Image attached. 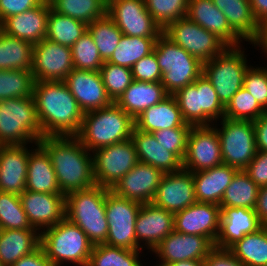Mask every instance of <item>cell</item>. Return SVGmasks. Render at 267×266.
Returning <instances> with one entry per match:
<instances>
[{
  "instance_id": "obj_1",
  "label": "cell",
  "mask_w": 267,
  "mask_h": 266,
  "mask_svg": "<svg viewBox=\"0 0 267 266\" xmlns=\"http://www.w3.org/2000/svg\"><path fill=\"white\" fill-rule=\"evenodd\" d=\"M33 98L44 136H76L84 112L64 81L35 82Z\"/></svg>"
},
{
  "instance_id": "obj_2",
  "label": "cell",
  "mask_w": 267,
  "mask_h": 266,
  "mask_svg": "<svg viewBox=\"0 0 267 266\" xmlns=\"http://www.w3.org/2000/svg\"><path fill=\"white\" fill-rule=\"evenodd\" d=\"M39 144L49 154L59 188L65 196L94 186L93 155L77 136H44Z\"/></svg>"
},
{
  "instance_id": "obj_3",
  "label": "cell",
  "mask_w": 267,
  "mask_h": 266,
  "mask_svg": "<svg viewBox=\"0 0 267 266\" xmlns=\"http://www.w3.org/2000/svg\"><path fill=\"white\" fill-rule=\"evenodd\" d=\"M134 119L115 102L107 107L84 113L76 135L91 153L97 149L131 139Z\"/></svg>"
},
{
  "instance_id": "obj_4",
  "label": "cell",
  "mask_w": 267,
  "mask_h": 266,
  "mask_svg": "<svg viewBox=\"0 0 267 266\" xmlns=\"http://www.w3.org/2000/svg\"><path fill=\"white\" fill-rule=\"evenodd\" d=\"M109 190L95 184L65 196V218L79 226L93 245L104 244L107 239L105 200Z\"/></svg>"
},
{
  "instance_id": "obj_5",
  "label": "cell",
  "mask_w": 267,
  "mask_h": 266,
  "mask_svg": "<svg viewBox=\"0 0 267 266\" xmlns=\"http://www.w3.org/2000/svg\"><path fill=\"white\" fill-rule=\"evenodd\" d=\"M40 247L54 266H87L93 244L79 226L64 218L40 233Z\"/></svg>"
},
{
  "instance_id": "obj_6",
  "label": "cell",
  "mask_w": 267,
  "mask_h": 266,
  "mask_svg": "<svg viewBox=\"0 0 267 266\" xmlns=\"http://www.w3.org/2000/svg\"><path fill=\"white\" fill-rule=\"evenodd\" d=\"M41 138L33 96L0 100V145H36Z\"/></svg>"
},
{
  "instance_id": "obj_7",
  "label": "cell",
  "mask_w": 267,
  "mask_h": 266,
  "mask_svg": "<svg viewBox=\"0 0 267 266\" xmlns=\"http://www.w3.org/2000/svg\"><path fill=\"white\" fill-rule=\"evenodd\" d=\"M162 71L161 83L169 95L192 84L203 73V63L164 33L156 40L153 50Z\"/></svg>"
},
{
  "instance_id": "obj_8",
  "label": "cell",
  "mask_w": 267,
  "mask_h": 266,
  "mask_svg": "<svg viewBox=\"0 0 267 266\" xmlns=\"http://www.w3.org/2000/svg\"><path fill=\"white\" fill-rule=\"evenodd\" d=\"M242 46H228L222 53L203 63V74L211 82L221 103L226 106L243 87L248 65Z\"/></svg>"
},
{
  "instance_id": "obj_9",
  "label": "cell",
  "mask_w": 267,
  "mask_h": 266,
  "mask_svg": "<svg viewBox=\"0 0 267 266\" xmlns=\"http://www.w3.org/2000/svg\"><path fill=\"white\" fill-rule=\"evenodd\" d=\"M220 120L222 126H216V130L220 139L223 164L244 170L257 152L254 123L225 117Z\"/></svg>"
},
{
  "instance_id": "obj_10",
  "label": "cell",
  "mask_w": 267,
  "mask_h": 266,
  "mask_svg": "<svg viewBox=\"0 0 267 266\" xmlns=\"http://www.w3.org/2000/svg\"><path fill=\"white\" fill-rule=\"evenodd\" d=\"M141 203L117 196L109 190L105 200L108 234L104 244L130 250H142L137 244L135 222Z\"/></svg>"
},
{
  "instance_id": "obj_11",
  "label": "cell",
  "mask_w": 267,
  "mask_h": 266,
  "mask_svg": "<svg viewBox=\"0 0 267 266\" xmlns=\"http://www.w3.org/2000/svg\"><path fill=\"white\" fill-rule=\"evenodd\" d=\"M163 33L201 63L210 61L228 47L216 34L207 31L187 16L170 23Z\"/></svg>"
},
{
  "instance_id": "obj_12",
  "label": "cell",
  "mask_w": 267,
  "mask_h": 266,
  "mask_svg": "<svg viewBox=\"0 0 267 266\" xmlns=\"http://www.w3.org/2000/svg\"><path fill=\"white\" fill-rule=\"evenodd\" d=\"M92 155L95 183L110 190L139 162L132 139L97 149Z\"/></svg>"
},
{
  "instance_id": "obj_13",
  "label": "cell",
  "mask_w": 267,
  "mask_h": 266,
  "mask_svg": "<svg viewBox=\"0 0 267 266\" xmlns=\"http://www.w3.org/2000/svg\"><path fill=\"white\" fill-rule=\"evenodd\" d=\"M107 15L126 36L159 38L163 33L146 9L145 0H108Z\"/></svg>"
},
{
  "instance_id": "obj_14",
  "label": "cell",
  "mask_w": 267,
  "mask_h": 266,
  "mask_svg": "<svg viewBox=\"0 0 267 266\" xmlns=\"http://www.w3.org/2000/svg\"><path fill=\"white\" fill-rule=\"evenodd\" d=\"M216 125L192 126L187 139L186 154L182 161L183 169L199 172L223 164Z\"/></svg>"
},
{
  "instance_id": "obj_15",
  "label": "cell",
  "mask_w": 267,
  "mask_h": 266,
  "mask_svg": "<svg viewBox=\"0 0 267 266\" xmlns=\"http://www.w3.org/2000/svg\"><path fill=\"white\" fill-rule=\"evenodd\" d=\"M74 69L72 50L46 38L33 46L32 73L36 82L64 81Z\"/></svg>"
},
{
  "instance_id": "obj_16",
  "label": "cell",
  "mask_w": 267,
  "mask_h": 266,
  "mask_svg": "<svg viewBox=\"0 0 267 266\" xmlns=\"http://www.w3.org/2000/svg\"><path fill=\"white\" fill-rule=\"evenodd\" d=\"M215 248L214 243L204 236L178 233L175 230L165 237L152 251L160 261L172 264L186 260H205Z\"/></svg>"
},
{
  "instance_id": "obj_17",
  "label": "cell",
  "mask_w": 267,
  "mask_h": 266,
  "mask_svg": "<svg viewBox=\"0 0 267 266\" xmlns=\"http://www.w3.org/2000/svg\"><path fill=\"white\" fill-rule=\"evenodd\" d=\"M196 202L193 173L185 169L165 173L151 201L173 214Z\"/></svg>"
},
{
  "instance_id": "obj_18",
  "label": "cell",
  "mask_w": 267,
  "mask_h": 266,
  "mask_svg": "<svg viewBox=\"0 0 267 266\" xmlns=\"http://www.w3.org/2000/svg\"><path fill=\"white\" fill-rule=\"evenodd\" d=\"M19 196L28 221L40 233L65 218L64 194L38 193L25 190Z\"/></svg>"
},
{
  "instance_id": "obj_19",
  "label": "cell",
  "mask_w": 267,
  "mask_h": 266,
  "mask_svg": "<svg viewBox=\"0 0 267 266\" xmlns=\"http://www.w3.org/2000/svg\"><path fill=\"white\" fill-rule=\"evenodd\" d=\"M221 207L213 203L195 202L174 214L175 231L209 238L214 244L219 234Z\"/></svg>"
},
{
  "instance_id": "obj_20",
  "label": "cell",
  "mask_w": 267,
  "mask_h": 266,
  "mask_svg": "<svg viewBox=\"0 0 267 266\" xmlns=\"http://www.w3.org/2000/svg\"><path fill=\"white\" fill-rule=\"evenodd\" d=\"M64 82L84 113L113 103L107 94L100 71L73 69Z\"/></svg>"
},
{
  "instance_id": "obj_21",
  "label": "cell",
  "mask_w": 267,
  "mask_h": 266,
  "mask_svg": "<svg viewBox=\"0 0 267 266\" xmlns=\"http://www.w3.org/2000/svg\"><path fill=\"white\" fill-rule=\"evenodd\" d=\"M164 174L162 170L139 161L111 191L141 204L151 203Z\"/></svg>"
},
{
  "instance_id": "obj_22",
  "label": "cell",
  "mask_w": 267,
  "mask_h": 266,
  "mask_svg": "<svg viewBox=\"0 0 267 266\" xmlns=\"http://www.w3.org/2000/svg\"><path fill=\"white\" fill-rule=\"evenodd\" d=\"M174 222L173 213L152 203L142 204L135 222L137 244L141 249L147 248L153 251L175 230Z\"/></svg>"
},
{
  "instance_id": "obj_23",
  "label": "cell",
  "mask_w": 267,
  "mask_h": 266,
  "mask_svg": "<svg viewBox=\"0 0 267 266\" xmlns=\"http://www.w3.org/2000/svg\"><path fill=\"white\" fill-rule=\"evenodd\" d=\"M50 8L49 1L43 0L37 7L6 18L0 24V29L35 45L46 38Z\"/></svg>"
},
{
  "instance_id": "obj_24",
  "label": "cell",
  "mask_w": 267,
  "mask_h": 266,
  "mask_svg": "<svg viewBox=\"0 0 267 266\" xmlns=\"http://www.w3.org/2000/svg\"><path fill=\"white\" fill-rule=\"evenodd\" d=\"M0 145V191L20 195L25 191L30 147Z\"/></svg>"
},
{
  "instance_id": "obj_25",
  "label": "cell",
  "mask_w": 267,
  "mask_h": 266,
  "mask_svg": "<svg viewBox=\"0 0 267 266\" xmlns=\"http://www.w3.org/2000/svg\"><path fill=\"white\" fill-rule=\"evenodd\" d=\"M262 226L254 209L221 207L219 234L214 245L219 249H229L245 235L256 232Z\"/></svg>"
},
{
  "instance_id": "obj_26",
  "label": "cell",
  "mask_w": 267,
  "mask_h": 266,
  "mask_svg": "<svg viewBox=\"0 0 267 266\" xmlns=\"http://www.w3.org/2000/svg\"><path fill=\"white\" fill-rule=\"evenodd\" d=\"M187 17L216 34L228 46H239L243 42L231 28L223 12L214 5L213 0H188Z\"/></svg>"
},
{
  "instance_id": "obj_27",
  "label": "cell",
  "mask_w": 267,
  "mask_h": 266,
  "mask_svg": "<svg viewBox=\"0 0 267 266\" xmlns=\"http://www.w3.org/2000/svg\"><path fill=\"white\" fill-rule=\"evenodd\" d=\"M131 139L140 162L152 165L164 173L177 172L183 168L182 162L158 143L153 133L138 130L134 126Z\"/></svg>"
},
{
  "instance_id": "obj_28",
  "label": "cell",
  "mask_w": 267,
  "mask_h": 266,
  "mask_svg": "<svg viewBox=\"0 0 267 266\" xmlns=\"http://www.w3.org/2000/svg\"><path fill=\"white\" fill-rule=\"evenodd\" d=\"M226 16L231 28L256 47L262 36V27L255 20L249 0H213Z\"/></svg>"
},
{
  "instance_id": "obj_29",
  "label": "cell",
  "mask_w": 267,
  "mask_h": 266,
  "mask_svg": "<svg viewBox=\"0 0 267 266\" xmlns=\"http://www.w3.org/2000/svg\"><path fill=\"white\" fill-rule=\"evenodd\" d=\"M239 170L222 164L211 169L192 172L197 202L220 205L226 188Z\"/></svg>"
},
{
  "instance_id": "obj_30",
  "label": "cell",
  "mask_w": 267,
  "mask_h": 266,
  "mask_svg": "<svg viewBox=\"0 0 267 266\" xmlns=\"http://www.w3.org/2000/svg\"><path fill=\"white\" fill-rule=\"evenodd\" d=\"M134 122L138 130L149 133L163 129L192 127L184 121L177 100L173 95H169L160 103L144 110L134 119Z\"/></svg>"
},
{
  "instance_id": "obj_31",
  "label": "cell",
  "mask_w": 267,
  "mask_h": 266,
  "mask_svg": "<svg viewBox=\"0 0 267 266\" xmlns=\"http://www.w3.org/2000/svg\"><path fill=\"white\" fill-rule=\"evenodd\" d=\"M169 94L161 82L136 81L115 101L133 119L147 108L163 101Z\"/></svg>"
},
{
  "instance_id": "obj_32",
  "label": "cell",
  "mask_w": 267,
  "mask_h": 266,
  "mask_svg": "<svg viewBox=\"0 0 267 266\" xmlns=\"http://www.w3.org/2000/svg\"><path fill=\"white\" fill-rule=\"evenodd\" d=\"M25 190L38 193L62 194L51 158L39 143L29 153Z\"/></svg>"
},
{
  "instance_id": "obj_33",
  "label": "cell",
  "mask_w": 267,
  "mask_h": 266,
  "mask_svg": "<svg viewBox=\"0 0 267 266\" xmlns=\"http://www.w3.org/2000/svg\"><path fill=\"white\" fill-rule=\"evenodd\" d=\"M39 247L40 232L37 229H2L0 232V262L5 266H12Z\"/></svg>"
},
{
  "instance_id": "obj_34",
  "label": "cell",
  "mask_w": 267,
  "mask_h": 266,
  "mask_svg": "<svg viewBox=\"0 0 267 266\" xmlns=\"http://www.w3.org/2000/svg\"><path fill=\"white\" fill-rule=\"evenodd\" d=\"M33 44L0 29V70L32 71Z\"/></svg>"
},
{
  "instance_id": "obj_35",
  "label": "cell",
  "mask_w": 267,
  "mask_h": 266,
  "mask_svg": "<svg viewBox=\"0 0 267 266\" xmlns=\"http://www.w3.org/2000/svg\"><path fill=\"white\" fill-rule=\"evenodd\" d=\"M228 250L245 266H267V226L245 235Z\"/></svg>"
},
{
  "instance_id": "obj_36",
  "label": "cell",
  "mask_w": 267,
  "mask_h": 266,
  "mask_svg": "<svg viewBox=\"0 0 267 266\" xmlns=\"http://www.w3.org/2000/svg\"><path fill=\"white\" fill-rule=\"evenodd\" d=\"M87 30L86 23L61 15L50 8L46 39L71 48Z\"/></svg>"
},
{
  "instance_id": "obj_37",
  "label": "cell",
  "mask_w": 267,
  "mask_h": 266,
  "mask_svg": "<svg viewBox=\"0 0 267 266\" xmlns=\"http://www.w3.org/2000/svg\"><path fill=\"white\" fill-rule=\"evenodd\" d=\"M259 189L244 170H239L226 188L219 206L255 209Z\"/></svg>"
},
{
  "instance_id": "obj_38",
  "label": "cell",
  "mask_w": 267,
  "mask_h": 266,
  "mask_svg": "<svg viewBox=\"0 0 267 266\" xmlns=\"http://www.w3.org/2000/svg\"><path fill=\"white\" fill-rule=\"evenodd\" d=\"M51 9L61 15L69 16L91 24L107 14V0H48Z\"/></svg>"
},
{
  "instance_id": "obj_39",
  "label": "cell",
  "mask_w": 267,
  "mask_h": 266,
  "mask_svg": "<svg viewBox=\"0 0 267 266\" xmlns=\"http://www.w3.org/2000/svg\"><path fill=\"white\" fill-rule=\"evenodd\" d=\"M157 39L122 35L108 62L131 69L137 61L153 52Z\"/></svg>"
},
{
  "instance_id": "obj_40",
  "label": "cell",
  "mask_w": 267,
  "mask_h": 266,
  "mask_svg": "<svg viewBox=\"0 0 267 266\" xmlns=\"http://www.w3.org/2000/svg\"><path fill=\"white\" fill-rule=\"evenodd\" d=\"M142 251L106 244L93 245L87 266H144L139 260Z\"/></svg>"
},
{
  "instance_id": "obj_41",
  "label": "cell",
  "mask_w": 267,
  "mask_h": 266,
  "mask_svg": "<svg viewBox=\"0 0 267 266\" xmlns=\"http://www.w3.org/2000/svg\"><path fill=\"white\" fill-rule=\"evenodd\" d=\"M87 31L92 35L102 60L108 61L118 46L123 33L107 14L88 24Z\"/></svg>"
},
{
  "instance_id": "obj_42",
  "label": "cell",
  "mask_w": 267,
  "mask_h": 266,
  "mask_svg": "<svg viewBox=\"0 0 267 266\" xmlns=\"http://www.w3.org/2000/svg\"><path fill=\"white\" fill-rule=\"evenodd\" d=\"M34 75L28 70H0V100L33 96Z\"/></svg>"
},
{
  "instance_id": "obj_43",
  "label": "cell",
  "mask_w": 267,
  "mask_h": 266,
  "mask_svg": "<svg viewBox=\"0 0 267 266\" xmlns=\"http://www.w3.org/2000/svg\"><path fill=\"white\" fill-rule=\"evenodd\" d=\"M173 96L176 98L182 117L187 124L192 126L214 124L201 109L200 93L194 83L179 89Z\"/></svg>"
},
{
  "instance_id": "obj_44",
  "label": "cell",
  "mask_w": 267,
  "mask_h": 266,
  "mask_svg": "<svg viewBox=\"0 0 267 266\" xmlns=\"http://www.w3.org/2000/svg\"><path fill=\"white\" fill-rule=\"evenodd\" d=\"M0 225L2 229H35L28 221L19 195L0 191Z\"/></svg>"
},
{
  "instance_id": "obj_45",
  "label": "cell",
  "mask_w": 267,
  "mask_h": 266,
  "mask_svg": "<svg viewBox=\"0 0 267 266\" xmlns=\"http://www.w3.org/2000/svg\"><path fill=\"white\" fill-rule=\"evenodd\" d=\"M262 115L263 108L244 87L236 92L224 110V117L232 120L256 121Z\"/></svg>"
},
{
  "instance_id": "obj_46",
  "label": "cell",
  "mask_w": 267,
  "mask_h": 266,
  "mask_svg": "<svg viewBox=\"0 0 267 266\" xmlns=\"http://www.w3.org/2000/svg\"><path fill=\"white\" fill-rule=\"evenodd\" d=\"M71 50L74 69L100 71L104 64L88 31L73 44Z\"/></svg>"
},
{
  "instance_id": "obj_47",
  "label": "cell",
  "mask_w": 267,
  "mask_h": 266,
  "mask_svg": "<svg viewBox=\"0 0 267 266\" xmlns=\"http://www.w3.org/2000/svg\"><path fill=\"white\" fill-rule=\"evenodd\" d=\"M145 4L162 30L170 23L187 16L188 0H145Z\"/></svg>"
},
{
  "instance_id": "obj_48",
  "label": "cell",
  "mask_w": 267,
  "mask_h": 266,
  "mask_svg": "<svg viewBox=\"0 0 267 266\" xmlns=\"http://www.w3.org/2000/svg\"><path fill=\"white\" fill-rule=\"evenodd\" d=\"M103 84L108 96L115 102L133 82L130 68L119 66L108 61L100 68Z\"/></svg>"
},
{
  "instance_id": "obj_49",
  "label": "cell",
  "mask_w": 267,
  "mask_h": 266,
  "mask_svg": "<svg viewBox=\"0 0 267 266\" xmlns=\"http://www.w3.org/2000/svg\"><path fill=\"white\" fill-rule=\"evenodd\" d=\"M200 93L201 109L212 120L217 123L219 118L224 117L225 106L221 103L211 82L202 73L194 82Z\"/></svg>"
},
{
  "instance_id": "obj_50",
  "label": "cell",
  "mask_w": 267,
  "mask_h": 266,
  "mask_svg": "<svg viewBox=\"0 0 267 266\" xmlns=\"http://www.w3.org/2000/svg\"><path fill=\"white\" fill-rule=\"evenodd\" d=\"M192 127H178L171 129L157 130L153 132L158 143L166 150L172 152L181 162L184 159L187 149V139Z\"/></svg>"
},
{
  "instance_id": "obj_51",
  "label": "cell",
  "mask_w": 267,
  "mask_h": 266,
  "mask_svg": "<svg viewBox=\"0 0 267 266\" xmlns=\"http://www.w3.org/2000/svg\"><path fill=\"white\" fill-rule=\"evenodd\" d=\"M243 87L264 109L267 106V66H250L245 73Z\"/></svg>"
},
{
  "instance_id": "obj_52",
  "label": "cell",
  "mask_w": 267,
  "mask_h": 266,
  "mask_svg": "<svg viewBox=\"0 0 267 266\" xmlns=\"http://www.w3.org/2000/svg\"><path fill=\"white\" fill-rule=\"evenodd\" d=\"M133 80L143 82H161L162 71L155 52H151L137 61L131 68Z\"/></svg>"
},
{
  "instance_id": "obj_53",
  "label": "cell",
  "mask_w": 267,
  "mask_h": 266,
  "mask_svg": "<svg viewBox=\"0 0 267 266\" xmlns=\"http://www.w3.org/2000/svg\"><path fill=\"white\" fill-rule=\"evenodd\" d=\"M244 172L257 186H267V151H257Z\"/></svg>"
},
{
  "instance_id": "obj_54",
  "label": "cell",
  "mask_w": 267,
  "mask_h": 266,
  "mask_svg": "<svg viewBox=\"0 0 267 266\" xmlns=\"http://www.w3.org/2000/svg\"><path fill=\"white\" fill-rule=\"evenodd\" d=\"M43 0H0V24L9 16L37 7Z\"/></svg>"
},
{
  "instance_id": "obj_55",
  "label": "cell",
  "mask_w": 267,
  "mask_h": 266,
  "mask_svg": "<svg viewBox=\"0 0 267 266\" xmlns=\"http://www.w3.org/2000/svg\"><path fill=\"white\" fill-rule=\"evenodd\" d=\"M205 266H245L228 249L214 248L204 260Z\"/></svg>"
},
{
  "instance_id": "obj_56",
  "label": "cell",
  "mask_w": 267,
  "mask_h": 266,
  "mask_svg": "<svg viewBox=\"0 0 267 266\" xmlns=\"http://www.w3.org/2000/svg\"><path fill=\"white\" fill-rule=\"evenodd\" d=\"M12 266H54L51 261L46 257L43 249L39 247L33 253L21 257Z\"/></svg>"
},
{
  "instance_id": "obj_57",
  "label": "cell",
  "mask_w": 267,
  "mask_h": 266,
  "mask_svg": "<svg viewBox=\"0 0 267 266\" xmlns=\"http://www.w3.org/2000/svg\"><path fill=\"white\" fill-rule=\"evenodd\" d=\"M254 123L257 151H267V121L261 116Z\"/></svg>"
},
{
  "instance_id": "obj_58",
  "label": "cell",
  "mask_w": 267,
  "mask_h": 266,
  "mask_svg": "<svg viewBox=\"0 0 267 266\" xmlns=\"http://www.w3.org/2000/svg\"><path fill=\"white\" fill-rule=\"evenodd\" d=\"M254 210L261 224L267 226V186L260 187Z\"/></svg>"
},
{
  "instance_id": "obj_59",
  "label": "cell",
  "mask_w": 267,
  "mask_h": 266,
  "mask_svg": "<svg viewBox=\"0 0 267 266\" xmlns=\"http://www.w3.org/2000/svg\"><path fill=\"white\" fill-rule=\"evenodd\" d=\"M253 16L257 23L263 27L267 24V0H249Z\"/></svg>"
},
{
  "instance_id": "obj_60",
  "label": "cell",
  "mask_w": 267,
  "mask_h": 266,
  "mask_svg": "<svg viewBox=\"0 0 267 266\" xmlns=\"http://www.w3.org/2000/svg\"><path fill=\"white\" fill-rule=\"evenodd\" d=\"M256 46L260 48L262 47V52H264V54H267V24L262 27V36Z\"/></svg>"
},
{
  "instance_id": "obj_61",
  "label": "cell",
  "mask_w": 267,
  "mask_h": 266,
  "mask_svg": "<svg viewBox=\"0 0 267 266\" xmlns=\"http://www.w3.org/2000/svg\"><path fill=\"white\" fill-rule=\"evenodd\" d=\"M172 266H205L204 260H186L178 261L171 264Z\"/></svg>"
},
{
  "instance_id": "obj_62",
  "label": "cell",
  "mask_w": 267,
  "mask_h": 266,
  "mask_svg": "<svg viewBox=\"0 0 267 266\" xmlns=\"http://www.w3.org/2000/svg\"><path fill=\"white\" fill-rule=\"evenodd\" d=\"M262 117L267 121V106L263 109Z\"/></svg>"
},
{
  "instance_id": "obj_63",
  "label": "cell",
  "mask_w": 267,
  "mask_h": 266,
  "mask_svg": "<svg viewBox=\"0 0 267 266\" xmlns=\"http://www.w3.org/2000/svg\"><path fill=\"white\" fill-rule=\"evenodd\" d=\"M155 266H172L171 264H166V263H162V262H160V263H158L157 265H155Z\"/></svg>"
}]
</instances>
